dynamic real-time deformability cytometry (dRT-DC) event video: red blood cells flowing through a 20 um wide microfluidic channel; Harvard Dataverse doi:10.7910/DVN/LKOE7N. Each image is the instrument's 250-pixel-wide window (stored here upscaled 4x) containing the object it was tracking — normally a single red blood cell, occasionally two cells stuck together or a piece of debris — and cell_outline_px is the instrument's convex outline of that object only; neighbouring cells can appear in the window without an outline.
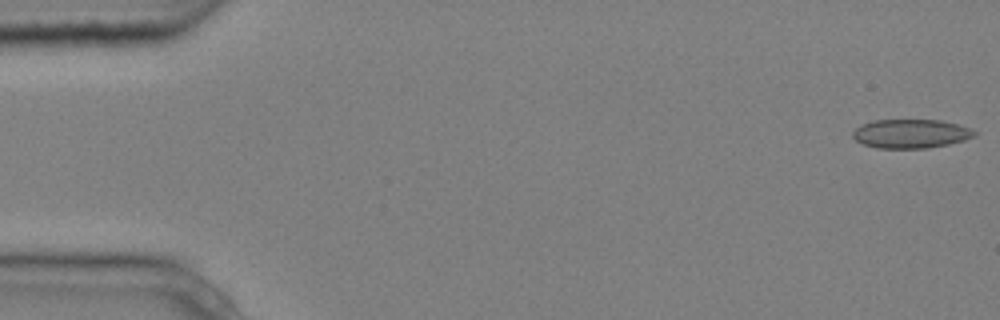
{"species": "common noctule bat (a hibernating species)", "species_latin": "Nyctalus noctula", "temperature_condition": "cold", "stored_images_in_passage": 5, "camera_frame_rate_fps": 3000, "um_per_image_px": 0.085, "animal": {"sex": "male", "body_mass_g": 20.4}, "frame": {"image": 1, "passage_image": 1, "time_ms": 0.0, "image_size_px": [1000, 320], "cell_outline_px": [[976, 136], [964, 140], [948, 144], [928, 148], [876, 148], [864, 144], [856, 140], [852, 136], [852, 132], [860, 124], [872, 120], [940, 120], [956, 124], [968, 128], [976, 132]], "centroid_in_image_um": [77.38, 11.36], "position_along_channel_um": 7.6, "area_um2": 20.46}}
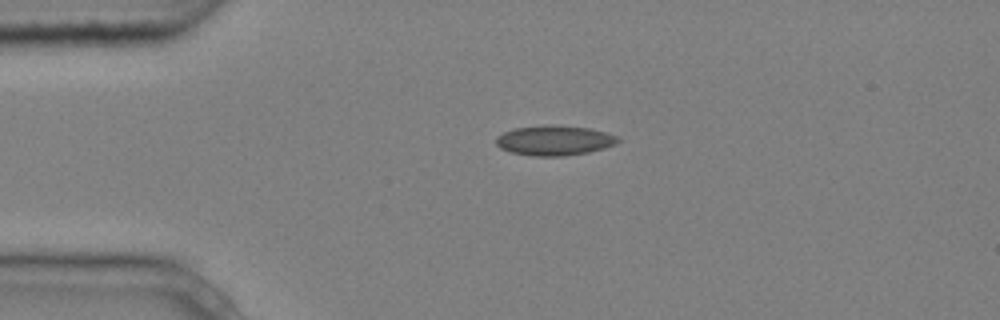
{"frame": {"image": 2, "passage_image": 4, "time_ms": 1.0, "image_size_px": [1000, 320], "cell_outline_px": [[620, 140], [616, 144], [604, 148], [588, 152], [564, 156], [532, 156], [512, 152], [500, 148], [496, 144], [496, 136], [504, 132], [516, 128], [544, 124], [556, 124], [588, 128], [604, 132], [616, 136]], "centroid_in_image_um": [47.1, 11.93], "position_along_channel_um": 37.9, "area_um2": 21.33}}
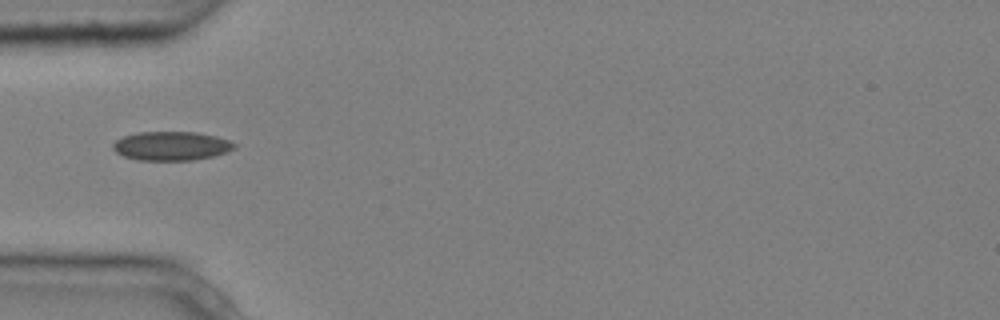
{"frame": {"image": 3, "passage_image": 5, "time_ms": 1.333, "image_size_px": [1000, 320], "cell_outline_px": [[236, 148], [228, 152], [212, 156], [192, 160], [136, 160], [124, 156], [116, 152], [112, 148], [112, 144], [116, 140], [124, 136], [136, 132], [196, 132], [216, 136], [228, 140], [236, 144]], "centroid_in_image_um": [14.56, 12.4], "position_along_channel_um": 70.4, "area_um2": 20.52}}